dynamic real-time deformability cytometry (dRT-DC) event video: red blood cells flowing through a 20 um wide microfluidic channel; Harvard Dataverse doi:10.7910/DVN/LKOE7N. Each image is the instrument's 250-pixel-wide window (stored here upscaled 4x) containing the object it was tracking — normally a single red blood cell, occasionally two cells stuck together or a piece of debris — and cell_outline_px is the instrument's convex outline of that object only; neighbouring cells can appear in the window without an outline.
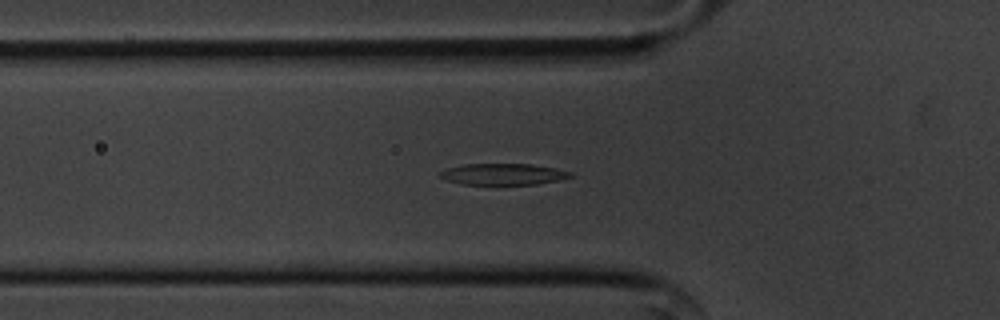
{"species": "common noctule bat (a hibernating species)", "species_latin": "Nyctalus noctula", "temperature_condition": "cold", "stored_images_in_passage": 57, "segment_of_instrument_passage": [1, 2], "camera_frame_rate_fps": 3000, "um_per_image_px": 0.085, "animal": {"sex": "male", "body_mass_g": 20.1, "forearm_length_mm": 53.5}, "frame": {"image": 1, "passage_image": 19, "time_ms": 6.0, "image_size_px": [1000, 320], "cell_outline_px": [[572, 176], [560, 180], [536, 184], [460, 184], [436, 176], [440, 172], [448, 168], [464, 164], [532, 164], [556, 168], [572, 172]], "centroid_in_image_um": [42.77, 14.8], "position_along_channel_um": 83.0, "area_um2": 16.18}}
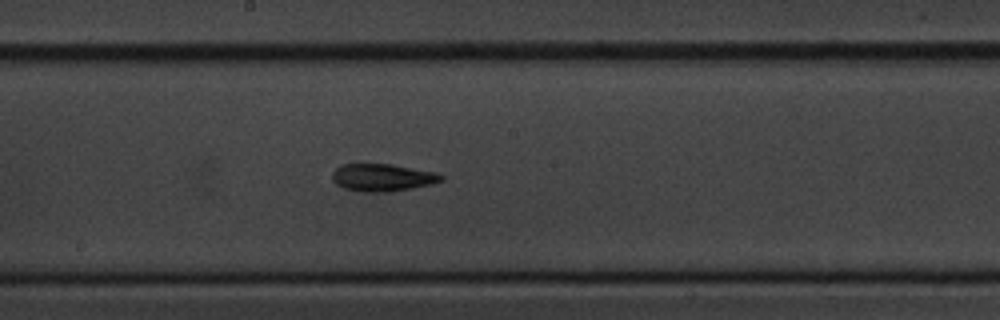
{"frame": {"image": 2, "passage_image": 30, "time_ms": 9.667, "image_size_px": [1000, 320], "cell_outline_px": [[444, 180], [432, 184], [412, 188], [388, 192], [364, 192], [344, 188], [336, 184], [332, 180], [332, 172], [336, 168], [344, 164], [392, 164], [436, 172], [444, 176]], "centroid_in_image_um": [32.52, 15.09], "position_along_channel_um": 215.7, "area_um2": 17.51}}
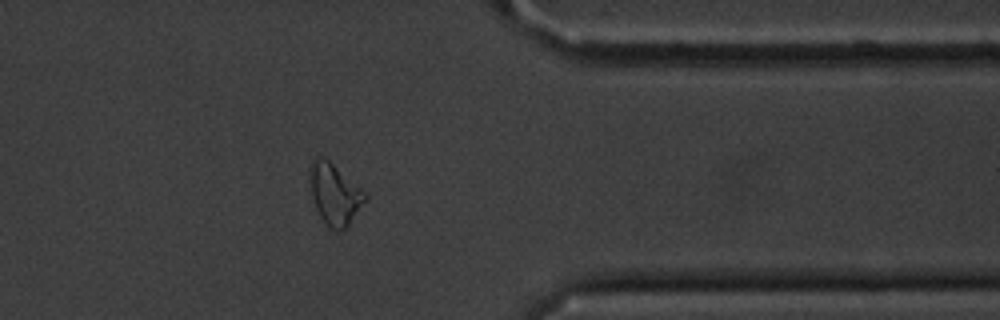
{"frame": {"image": 3, "passage_image": 45, "time_ms": 14.667, "image_size_px": [1000, 320], "cell_outline_px": [[368, 196], [348, 224], [344, 228], [332, 228], [324, 224], [316, 208], [312, 196], [308, 180], [308, 168], [312, 160], [316, 156], [320, 156], [328, 160], [368, 192]], "centroid_in_image_um": [28.41, 16.42], "position_along_channel_um": 383.0, "area_um2": 19.65}}